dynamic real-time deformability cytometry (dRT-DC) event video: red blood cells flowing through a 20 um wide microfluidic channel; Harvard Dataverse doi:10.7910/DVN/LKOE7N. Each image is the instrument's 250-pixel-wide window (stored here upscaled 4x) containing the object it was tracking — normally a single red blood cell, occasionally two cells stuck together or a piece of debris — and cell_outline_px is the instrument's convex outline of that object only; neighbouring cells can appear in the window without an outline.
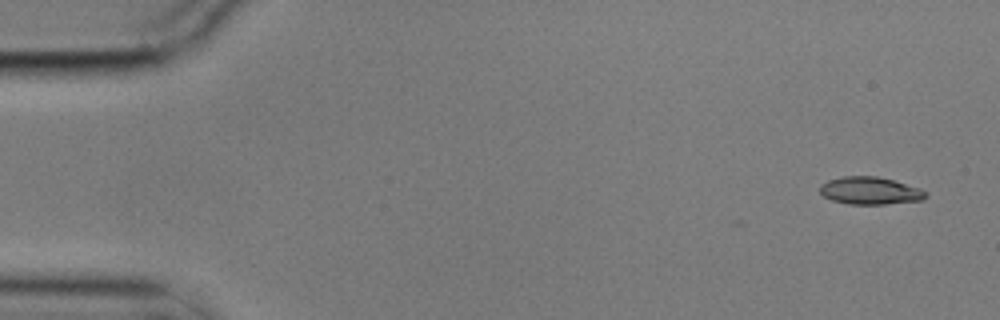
{"species": "common noctule bat (a hibernating species)", "species_latin": "Nyctalus noctula", "temperature_condition": "cold", "stored_images_in_passage": 4, "camera_frame_rate_fps": 3000, "um_per_image_px": 0.085, "animal": {"sex": "male", "body_mass_g": 17.9}, "frame": {"image": 1, "passage_image": 1, "time_ms": 0.0, "image_size_px": [1000, 320], "cell_outline_px": [[928, 196], [924, 200], [884, 204], [848, 204], [832, 200], [824, 196], [820, 192], [820, 184], [828, 180], [844, 176], [876, 176], [892, 180], [920, 188]], "centroid_in_image_um": [73.94, 16.21], "position_along_channel_um": 11.1, "area_um2": 16.88}}